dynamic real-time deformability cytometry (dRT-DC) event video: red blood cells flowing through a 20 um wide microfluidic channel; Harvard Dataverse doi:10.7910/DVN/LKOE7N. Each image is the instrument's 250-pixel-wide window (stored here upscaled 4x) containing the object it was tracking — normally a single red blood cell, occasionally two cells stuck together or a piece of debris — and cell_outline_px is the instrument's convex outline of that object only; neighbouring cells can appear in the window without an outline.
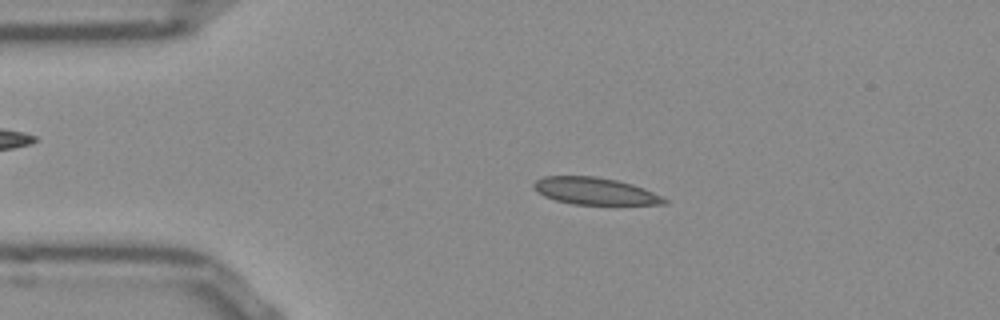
{"species": "Egyptian fruit bat (a non-hibernating species)", "species_latin": "Rousettus aegyptiacus", "temperature_condition": "room temperature", "stored_images_in_passage": 52, "camera_frame_rate_fps": 3000, "um_per_image_px": 0.085, "frame": {"image": 1, "passage_image": 10, "time_ms": 3.0, "image_size_px": [1000, 320], "cell_outline_px": [[668, 204], [572, 204], [556, 200], [544, 196], [536, 192], [532, 188], [532, 184], [536, 180], [544, 176], [596, 176], [616, 180], [632, 184], [644, 188], [668, 200]], "centroid_in_image_um": [50.52, 16.23], "position_along_channel_um": 34.5, "area_um2": 20.52}}
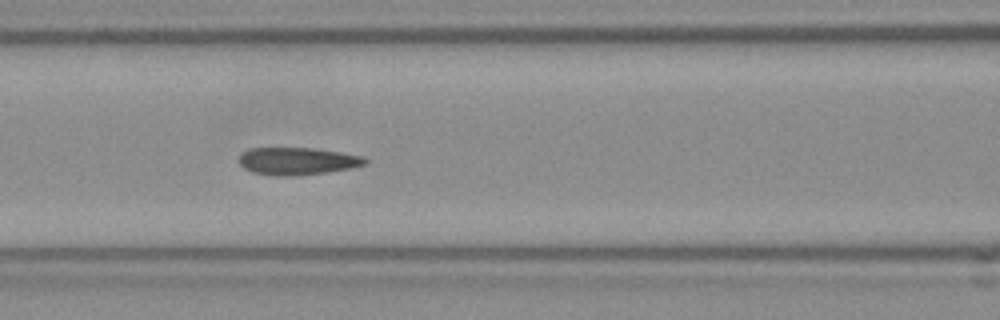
{"frame": {"image": 2, "passage_image": 21, "time_ms": 6.667, "image_size_px": [1000, 320], "cell_outline_px": [[368, 164], [352, 168], [300, 176], [276, 176], [252, 172], [244, 168], [240, 164], [240, 156], [248, 148], [312, 148], [340, 152], [364, 156], [368, 160]], "centroid_in_image_um": [25.32, 13.7], "position_along_channel_um": 141.3, "area_um2": 20.29}}
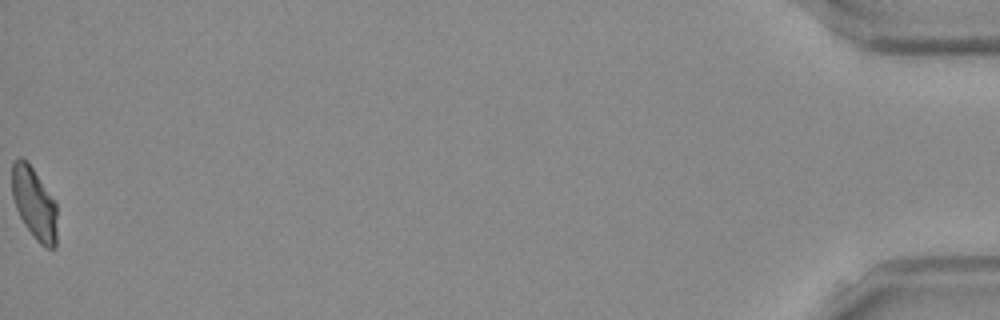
{"frame": {"image": 3, "passage_image": 52, "time_ms": 17.0, "image_size_px": [1000, 320], "cell_outline_px": [[56, 248], [44, 248], [36, 240], [24, 224], [16, 208], [12, 196], [12, 160], [20, 156], [28, 160], [56, 200]], "centroid_in_image_um": [2.91, 17.24], "position_along_channel_um": 432.3, "area_um2": 19.36}, "authors_computed_cell_mechanics": {"area_um2": 20.1144, "velocity_mm_per_s": 3.8462, "shape_relaxation_time_tau1_ms": null, "shape_relaxation_time_tau2_ms": 1.9072, "deformation_change_tau1": null, "deformation_change_tau2": 0.0638}}